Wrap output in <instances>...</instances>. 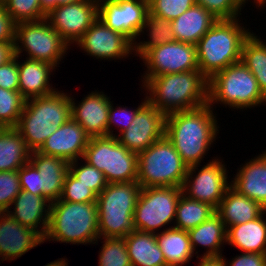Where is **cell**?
<instances>
[{
    "instance_id": "cell-8",
    "label": "cell",
    "mask_w": 266,
    "mask_h": 266,
    "mask_svg": "<svg viewBox=\"0 0 266 266\" xmlns=\"http://www.w3.org/2000/svg\"><path fill=\"white\" fill-rule=\"evenodd\" d=\"M137 157V182L142 188L183 186L188 166L165 135Z\"/></svg>"
},
{
    "instance_id": "cell-51",
    "label": "cell",
    "mask_w": 266,
    "mask_h": 266,
    "mask_svg": "<svg viewBox=\"0 0 266 266\" xmlns=\"http://www.w3.org/2000/svg\"><path fill=\"white\" fill-rule=\"evenodd\" d=\"M69 261L67 260V258H58V260H54L50 263H47L46 265L44 266H68V263Z\"/></svg>"
},
{
    "instance_id": "cell-39",
    "label": "cell",
    "mask_w": 266,
    "mask_h": 266,
    "mask_svg": "<svg viewBox=\"0 0 266 266\" xmlns=\"http://www.w3.org/2000/svg\"><path fill=\"white\" fill-rule=\"evenodd\" d=\"M98 195L77 180L70 172L67 173L59 200L73 203H87L97 200Z\"/></svg>"
},
{
    "instance_id": "cell-1",
    "label": "cell",
    "mask_w": 266,
    "mask_h": 266,
    "mask_svg": "<svg viewBox=\"0 0 266 266\" xmlns=\"http://www.w3.org/2000/svg\"><path fill=\"white\" fill-rule=\"evenodd\" d=\"M208 104L197 109L174 112L165 117V136L188 166L200 165L216 141L219 126Z\"/></svg>"
},
{
    "instance_id": "cell-36",
    "label": "cell",
    "mask_w": 266,
    "mask_h": 266,
    "mask_svg": "<svg viewBox=\"0 0 266 266\" xmlns=\"http://www.w3.org/2000/svg\"><path fill=\"white\" fill-rule=\"evenodd\" d=\"M26 99L19 91L0 87V124L2 127H16L24 109Z\"/></svg>"
},
{
    "instance_id": "cell-2",
    "label": "cell",
    "mask_w": 266,
    "mask_h": 266,
    "mask_svg": "<svg viewBox=\"0 0 266 266\" xmlns=\"http://www.w3.org/2000/svg\"><path fill=\"white\" fill-rule=\"evenodd\" d=\"M141 81L147 102L165 116L208 105V79L200 70L163 74Z\"/></svg>"
},
{
    "instance_id": "cell-24",
    "label": "cell",
    "mask_w": 266,
    "mask_h": 266,
    "mask_svg": "<svg viewBox=\"0 0 266 266\" xmlns=\"http://www.w3.org/2000/svg\"><path fill=\"white\" fill-rule=\"evenodd\" d=\"M22 61L18 60V91L26 100L46 96L57 90L50 84V77L56 71L53 65L28 58Z\"/></svg>"
},
{
    "instance_id": "cell-49",
    "label": "cell",
    "mask_w": 266,
    "mask_h": 266,
    "mask_svg": "<svg viewBox=\"0 0 266 266\" xmlns=\"http://www.w3.org/2000/svg\"><path fill=\"white\" fill-rule=\"evenodd\" d=\"M81 0H40L42 11L47 15L51 10L63 4H73Z\"/></svg>"
},
{
    "instance_id": "cell-50",
    "label": "cell",
    "mask_w": 266,
    "mask_h": 266,
    "mask_svg": "<svg viewBox=\"0 0 266 266\" xmlns=\"http://www.w3.org/2000/svg\"><path fill=\"white\" fill-rule=\"evenodd\" d=\"M198 254L196 256L197 260L199 261L197 266H226L224 262V255L219 257H199Z\"/></svg>"
},
{
    "instance_id": "cell-22",
    "label": "cell",
    "mask_w": 266,
    "mask_h": 266,
    "mask_svg": "<svg viewBox=\"0 0 266 266\" xmlns=\"http://www.w3.org/2000/svg\"><path fill=\"white\" fill-rule=\"evenodd\" d=\"M50 206L51 202L45 197L21 190L7 213L23 226L35 230L44 237L49 222Z\"/></svg>"
},
{
    "instance_id": "cell-43",
    "label": "cell",
    "mask_w": 266,
    "mask_h": 266,
    "mask_svg": "<svg viewBox=\"0 0 266 266\" xmlns=\"http://www.w3.org/2000/svg\"><path fill=\"white\" fill-rule=\"evenodd\" d=\"M20 192L18 170L0 172V212H7Z\"/></svg>"
},
{
    "instance_id": "cell-41",
    "label": "cell",
    "mask_w": 266,
    "mask_h": 266,
    "mask_svg": "<svg viewBox=\"0 0 266 266\" xmlns=\"http://www.w3.org/2000/svg\"><path fill=\"white\" fill-rule=\"evenodd\" d=\"M149 12L174 20L196 4V0H148Z\"/></svg>"
},
{
    "instance_id": "cell-44",
    "label": "cell",
    "mask_w": 266,
    "mask_h": 266,
    "mask_svg": "<svg viewBox=\"0 0 266 266\" xmlns=\"http://www.w3.org/2000/svg\"><path fill=\"white\" fill-rule=\"evenodd\" d=\"M21 190L41 196V177L38 170L30 163H26L19 170Z\"/></svg>"
},
{
    "instance_id": "cell-27",
    "label": "cell",
    "mask_w": 266,
    "mask_h": 266,
    "mask_svg": "<svg viewBox=\"0 0 266 266\" xmlns=\"http://www.w3.org/2000/svg\"><path fill=\"white\" fill-rule=\"evenodd\" d=\"M217 20L209 11L195 4L172 20L171 27L176 41L196 45Z\"/></svg>"
},
{
    "instance_id": "cell-37",
    "label": "cell",
    "mask_w": 266,
    "mask_h": 266,
    "mask_svg": "<svg viewBox=\"0 0 266 266\" xmlns=\"http://www.w3.org/2000/svg\"><path fill=\"white\" fill-rule=\"evenodd\" d=\"M6 11L16 23L38 21L46 18L42 11L40 0H1Z\"/></svg>"
},
{
    "instance_id": "cell-12",
    "label": "cell",
    "mask_w": 266,
    "mask_h": 266,
    "mask_svg": "<svg viewBox=\"0 0 266 266\" xmlns=\"http://www.w3.org/2000/svg\"><path fill=\"white\" fill-rule=\"evenodd\" d=\"M220 158L213 157L201 169H198L201 164L188 167L182 186L183 194L190 199L206 202L216 209L231 186L229 170Z\"/></svg>"
},
{
    "instance_id": "cell-20",
    "label": "cell",
    "mask_w": 266,
    "mask_h": 266,
    "mask_svg": "<svg viewBox=\"0 0 266 266\" xmlns=\"http://www.w3.org/2000/svg\"><path fill=\"white\" fill-rule=\"evenodd\" d=\"M89 139L90 136L84 128L70 118L51 134L37 151L71 163L83 157Z\"/></svg>"
},
{
    "instance_id": "cell-32",
    "label": "cell",
    "mask_w": 266,
    "mask_h": 266,
    "mask_svg": "<svg viewBox=\"0 0 266 266\" xmlns=\"http://www.w3.org/2000/svg\"><path fill=\"white\" fill-rule=\"evenodd\" d=\"M145 31L146 33L148 32L147 36L149 37L146 41H140L139 38L141 34L142 36L146 34ZM174 40L175 37L171 27V21L148 12L147 20L142 26L138 40L133 43V55L139 56L140 58L147 50Z\"/></svg>"
},
{
    "instance_id": "cell-33",
    "label": "cell",
    "mask_w": 266,
    "mask_h": 266,
    "mask_svg": "<svg viewBox=\"0 0 266 266\" xmlns=\"http://www.w3.org/2000/svg\"><path fill=\"white\" fill-rule=\"evenodd\" d=\"M262 40L252 32L243 43L241 61L255 76L266 97V42Z\"/></svg>"
},
{
    "instance_id": "cell-16",
    "label": "cell",
    "mask_w": 266,
    "mask_h": 266,
    "mask_svg": "<svg viewBox=\"0 0 266 266\" xmlns=\"http://www.w3.org/2000/svg\"><path fill=\"white\" fill-rule=\"evenodd\" d=\"M75 45L100 60H124L134 52L133 43L127 37L107 27L99 18Z\"/></svg>"
},
{
    "instance_id": "cell-52",
    "label": "cell",
    "mask_w": 266,
    "mask_h": 266,
    "mask_svg": "<svg viewBox=\"0 0 266 266\" xmlns=\"http://www.w3.org/2000/svg\"><path fill=\"white\" fill-rule=\"evenodd\" d=\"M244 5L246 4V3H248V2H250V0L248 1V0H240ZM254 2H253V4L254 5H256V8L258 9V8H264V7H266L265 6V4H266V0H253Z\"/></svg>"
},
{
    "instance_id": "cell-45",
    "label": "cell",
    "mask_w": 266,
    "mask_h": 266,
    "mask_svg": "<svg viewBox=\"0 0 266 266\" xmlns=\"http://www.w3.org/2000/svg\"><path fill=\"white\" fill-rule=\"evenodd\" d=\"M15 55L11 60L0 66V87L6 90L18 91L19 88V71L18 59Z\"/></svg>"
},
{
    "instance_id": "cell-10",
    "label": "cell",
    "mask_w": 266,
    "mask_h": 266,
    "mask_svg": "<svg viewBox=\"0 0 266 266\" xmlns=\"http://www.w3.org/2000/svg\"><path fill=\"white\" fill-rule=\"evenodd\" d=\"M14 47L15 55L22 58L24 51L26 58L47 62L56 69L60 67L58 65L68 53L67 50H71L46 18L16 23Z\"/></svg>"
},
{
    "instance_id": "cell-7",
    "label": "cell",
    "mask_w": 266,
    "mask_h": 266,
    "mask_svg": "<svg viewBox=\"0 0 266 266\" xmlns=\"http://www.w3.org/2000/svg\"><path fill=\"white\" fill-rule=\"evenodd\" d=\"M137 181L108 183L98 195L99 237L125 238L135 230L133 215L141 191Z\"/></svg>"
},
{
    "instance_id": "cell-11",
    "label": "cell",
    "mask_w": 266,
    "mask_h": 266,
    "mask_svg": "<svg viewBox=\"0 0 266 266\" xmlns=\"http://www.w3.org/2000/svg\"><path fill=\"white\" fill-rule=\"evenodd\" d=\"M182 193V187L141 188L133 215L135 230L157 234L162 227L173 228L167 226L174 224Z\"/></svg>"
},
{
    "instance_id": "cell-15",
    "label": "cell",
    "mask_w": 266,
    "mask_h": 266,
    "mask_svg": "<svg viewBox=\"0 0 266 266\" xmlns=\"http://www.w3.org/2000/svg\"><path fill=\"white\" fill-rule=\"evenodd\" d=\"M98 18V1L81 0L63 4L51 10L46 19L59 35L71 46Z\"/></svg>"
},
{
    "instance_id": "cell-18",
    "label": "cell",
    "mask_w": 266,
    "mask_h": 266,
    "mask_svg": "<svg viewBox=\"0 0 266 266\" xmlns=\"http://www.w3.org/2000/svg\"><path fill=\"white\" fill-rule=\"evenodd\" d=\"M71 96V118L80 124L90 137L107 136L109 108L113 101L104 92L92 91L75 102ZM78 103V104H77Z\"/></svg>"
},
{
    "instance_id": "cell-5",
    "label": "cell",
    "mask_w": 266,
    "mask_h": 266,
    "mask_svg": "<svg viewBox=\"0 0 266 266\" xmlns=\"http://www.w3.org/2000/svg\"><path fill=\"white\" fill-rule=\"evenodd\" d=\"M99 239L96 201L73 203L57 200L51 203L48 227L43 241L94 244Z\"/></svg>"
},
{
    "instance_id": "cell-9",
    "label": "cell",
    "mask_w": 266,
    "mask_h": 266,
    "mask_svg": "<svg viewBox=\"0 0 266 266\" xmlns=\"http://www.w3.org/2000/svg\"><path fill=\"white\" fill-rule=\"evenodd\" d=\"M82 159L102 171L108 183L137 181V153L121 145L117 137H90Z\"/></svg>"
},
{
    "instance_id": "cell-46",
    "label": "cell",
    "mask_w": 266,
    "mask_h": 266,
    "mask_svg": "<svg viewBox=\"0 0 266 266\" xmlns=\"http://www.w3.org/2000/svg\"><path fill=\"white\" fill-rule=\"evenodd\" d=\"M16 22L6 11L4 3L0 1V42L15 44Z\"/></svg>"
},
{
    "instance_id": "cell-23",
    "label": "cell",
    "mask_w": 266,
    "mask_h": 266,
    "mask_svg": "<svg viewBox=\"0 0 266 266\" xmlns=\"http://www.w3.org/2000/svg\"><path fill=\"white\" fill-rule=\"evenodd\" d=\"M30 163L40 173L41 196L51 203L59 200L66 175L69 172V162L34 150L30 155Z\"/></svg>"
},
{
    "instance_id": "cell-25",
    "label": "cell",
    "mask_w": 266,
    "mask_h": 266,
    "mask_svg": "<svg viewBox=\"0 0 266 266\" xmlns=\"http://www.w3.org/2000/svg\"><path fill=\"white\" fill-rule=\"evenodd\" d=\"M266 210L256 219L227 228L226 244L243 253L266 254Z\"/></svg>"
},
{
    "instance_id": "cell-14",
    "label": "cell",
    "mask_w": 266,
    "mask_h": 266,
    "mask_svg": "<svg viewBox=\"0 0 266 266\" xmlns=\"http://www.w3.org/2000/svg\"><path fill=\"white\" fill-rule=\"evenodd\" d=\"M149 12L148 0H99L98 18L132 43L139 37Z\"/></svg>"
},
{
    "instance_id": "cell-4",
    "label": "cell",
    "mask_w": 266,
    "mask_h": 266,
    "mask_svg": "<svg viewBox=\"0 0 266 266\" xmlns=\"http://www.w3.org/2000/svg\"><path fill=\"white\" fill-rule=\"evenodd\" d=\"M71 118V96L61 90L26 100L15 127L31 151Z\"/></svg>"
},
{
    "instance_id": "cell-21",
    "label": "cell",
    "mask_w": 266,
    "mask_h": 266,
    "mask_svg": "<svg viewBox=\"0 0 266 266\" xmlns=\"http://www.w3.org/2000/svg\"><path fill=\"white\" fill-rule=\"evenodd\" d=\"M231 187L266 209V150L240 165Z\"/></svg>"
},
{
    "instance_id": "cell-13",
    "label": "cell",
    "mask_w": 266,
    "mask_h": 266,
    "mask_svg": "<svg viewBox=\"0 0 266 266\" xmlns=\"http://www.w3.org/2000/svg\"><path fill=\"white\" fill-rule=\"evenodd\" d=\"M140 59L146 67L142 79L199 70L196 45L176 40L147 50Z\"/></svg>"
},
{
    "instance_id": "cell-6",
    "label": "cell",
    "mask_w": 266,
    "mask_h": 266,
    "mask_svg": "<svg viewBox=\"0 0 266 266\" xmlns=\"http://www.w3.org/2000/svg\"><path fill=\"white\" fill-rule=\"evenodd\" d=\"M208 104H222L236 110L266 105V97L255 76L239 61L215 73L208 80Z\"/></svg>"
},
{
    "instance_id": "cell-40",
    "label": "cell",
    "mask_w": 266,
    "mask_h": 266,
    "mask_svg": "<svg viewBox=\"0 0 266 266\" xmlns=\"http://www.w3.org/2000/svg\"><path fill=\"white\" fill-rule=\"evenodd\" d=\"M196 4L209 11L218 20L240 18L246 5L240 0H196Z\"/></svg>"
},
{
    "instance_id": "cell-35",
    "label": "cell",
    "mask_w": 266,
    "mask_h": 266,
    "mask_svg": "<svg viewBox=\"0 0 266 266\" xmlns=\"http://www.w3.org/2000/svg\"><path fill=\"white\" fill-rule=\"evenodd\" d=\"M100 239V240H99ZM94 243H103L99 249L98 266H132L126 247L125 238L99 237Z\"/></svg>"
},
{
    "instance_id": "cell-31",
    "label": "cell",
    "mask_w": 266,
    "mask_h": 266,
    "mask_svg": "<svg viewBox=\"0 0 266 266\" xmlns=\"http://www.w3.org/2000/svg\"><path fill=\"white\" fill-rule=\"evenodd\" d=\"M31 150L15 127L0 131V172L16 171L30 162Z\"/></svg>"
},
{
    "instance_id": "cell-47",
    "label": "cell",
    "mask_w": 266,
    "mask_h": 266,
    "mask_svg": "<svg viewBox=\"0 0 266 266\" xmlns=\"http://www.w3.org/2000/svg\"><path fill=\"white\" fill-rule=\"evenodd\" d=\"M224 258L226 266H266V254L240 253L230 261ZM229 261V262H228Z\"/></svg>"
},
{
    "instance_id": "cell-3",
    "label": "cell",
    "mask_w": 266,
    "mask_h": 266,
    "mask_svg": "<svg viewBox=\"0 0 266 266\" xmlns=\"http://www.w3.org/2000/svg\"><path fill=\"white\" fill-rule=\"evenodd\" d=\"M239 19L217 20L197 42L198 67L208 80L215 73L241 61L242 46L251 30Z\"/></svg>"
},
{
    "instance_id": "cell-17",
    "label": "cell",
    "mask_w": 266,
    "mask_h": 266,
    "mask_svg": "<svg viewBox=\"0 0 266 266\" xmlns=\"http://www.w3.org/2000/svg\"><path fill=\"white\" fill-rule=\"evenodd\" d=\"M165 115L148 102L137 112L130 126L114 134L129 151L140 153L165 135Z\"/></svg>"
},
{
    "instance_id": "cell-19",
    "label": "cell",
    "mask_w": 266,
    "mask_h": 266,
    "mask_svg": "<svg viewBox=\"0 0 266 266\" xmlns=\"http://www.w3.org/2000/svg\"><path fill=\"white\" fill-rule=\"evenodd\" d=\"M44 243L35 230L23 226L7 212H0V261H14Z\"/></svg>"
},
{
    "instance_id": "cell-42",
    "label": "cell",
    "mask_w": 266,
    "mask_h": 266,
    "mask_svg": "<svg viewBox=\"0 0 266 266\" xmlns=\"http://www.w3.org/2000/svg\"><path fill=\"white\" fill-rule=\"evenodd\" d=\"M147 103V98L145 96V99L140 103V105H138V107L133 110V108L131 109L129 107H121L120 106H115L113 105V103H111L110 108H109V116H108V128H107V136H113L114 137V133L115 131H113V129L115 130L117 127V129L119 130V134L121 132H123L124 130H126L131 122L134 120L137 112Z\"/></svg>"
},
{
    "instance_id": "cell-30",
    "label": "cell",
    "mask_w": 266,
    "mask_h": 266,
    "mask_svg": "<svg viewBox=\"0 0 266 266\" xmlns=\"http://www.w3.org/2000/svg\"><path fill=\"white\" fill-rule=\"evenodd\" d=\"M156 240L167 266H183L194 257L188 231L163 228L162 232L156 234Z\"/></svg>"
},
{
    "instance_id": "cell-38",
    "label": "cell",
    "mask_w": 266,
    "mask_h": 266,
    "mask_svg": "<svg viewBox=\"0 0 266 266\" xmlns=\"http://www.w3.org/2000/svg\"><path fill=\"white\" fill-rule=\"evenodd\" d=\"M82 158L69 163V172L86 186H89L97 195L108 185L105 175L94 166H91L86 161L84 164Z\"/></svg>"
},
{
    "instance_id": "cell-34",
    "label": "cell",
    "mask_w": 266,
    "mask_h": 266,
    "mask_svg": "<svg viewBox=\"0 0 266 266\" xmlns=\"http://www.w3.org/2000/svg\"><path fill=\"white\" fill-rule=\"evenodd\" d=\"M215 213V208L206 202L193 200L183 193L177 204L173 227L189 231L207 220Z\"/></svg>"
},
{
    "instance_id": "cell-28",
    "label": "cell",
    "mask_w": 266,
    "mask_h": 266,
    "mask_svg": "<svg viewBox=\"0 0 266 266\" xmlns=\"http://www.w3.org/2000/svg\"><path fill=\"white\" fill-rule=\"evenodd\" d=\"M194 254H198V246L206 248L201 257L222 256V247L226 245L227 228L220 216L215 212L207 220L188 231ZM197 248V249H196Z\"/></svg>"
},
{
    "instance_id": "cell-26",
    "label": "cell",
    "mask_w": 266,
    "mask_h": 266,
    "mask_svg": "<svg viewBox=\"0 0 266 266\" xmlns=\"http://www.w3.org/2000/svg\"><path fill=\"white\" fill-rule=\"evenodd\" d=\"M265 210L258 202L238 193L230 186L215 212L220 216L225 227L228 228L254 220Z\"/></svg>"
},
{
    "instance_id": "cell-48",
    "label": "cell",
    "mask_w": 266,
    "mask_h": 266,
    "mask_svg": "<svg viewBox=\"0 0 266 266\" xmlns=\"http://www.w3.org/2000/svg\"><path fill=\"white\" fill-rule=\"evenodd\" d=\"M15 56L13 42H0V66L8 62Z\"/></svg>"
},
{
    "instance_id": "cell-29",
    "label": "cell",
    "mask_w": 266,
    "mask_h": 266,
    "mask_svg": "<svg viewBox=\"0 0 266 266\" xmlns=\"http://www.w3.org/2000/svg\"><path fill=\"white\" fill-rule=\"evenodd\" d=\"M125 242L132 266H167L155 233L134 230Z\"/></svg>"
}]
</instances>
